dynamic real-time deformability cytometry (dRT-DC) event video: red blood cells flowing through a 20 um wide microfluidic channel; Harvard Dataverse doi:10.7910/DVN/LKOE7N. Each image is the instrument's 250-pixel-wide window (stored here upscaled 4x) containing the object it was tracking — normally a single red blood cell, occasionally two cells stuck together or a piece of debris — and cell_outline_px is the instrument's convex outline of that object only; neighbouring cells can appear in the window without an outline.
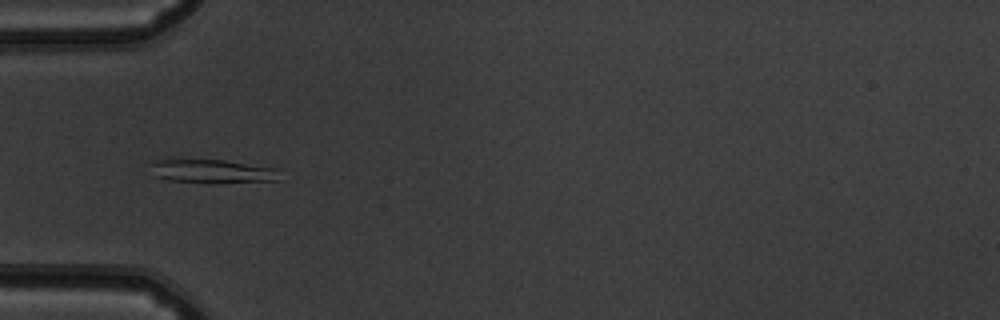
{"species": "common noctule bat (a hibernating species)", "species_latin": "Nyctalus noctula", "temperature_condition": "warm", "stored_images_in_passage": 40, "camera_frame_rate_fps": 3000, "um_per_image_px": 0.085, "animal": {"sex": "male", "body_mass_g": 19.5, "forearm_length_mm": 54.6}, "frame": {"image": 1, "passage_image": 5, "time_ms": 1.333, "image_size_px": [1000, 320], "cell_outline_px": [[280, 180], [216, 184], [204, 184], [168, 180], [152, 176], [144, 164], [156, 160], [224, 160], [276, 168]], "centroid_in_image_um": [17.91, 14.59], "position_along_channel_um": 67.1, "area_um2": 18.55}}
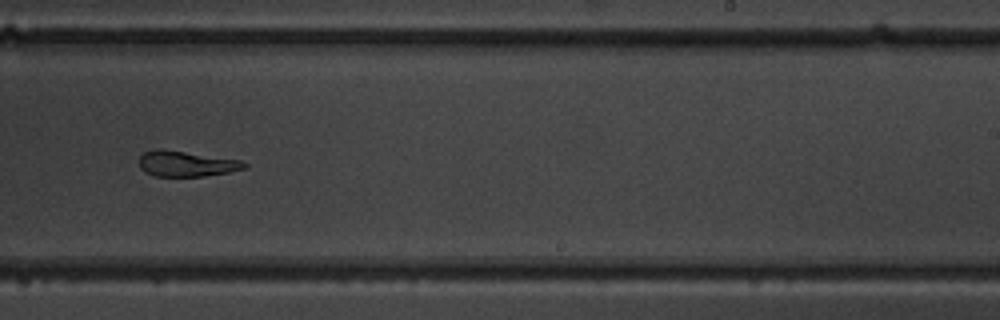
{"frame": {"image": 2, "passage_image": 21, "time_ms": 6.667, "image_size_px": [1000, 320], "cell_outline_px": [[248, 164], [244, 168], [228, 172], [204, 176], [152, 176], [144, 172], [140, 168], [140, 156], [144, 152], [152, 148], [164, 148], [240, 160]], "centroid_in_image_um": [15.77, 13.9], "position_along_channel_um": 273.2, "area_um2": 15.84}}
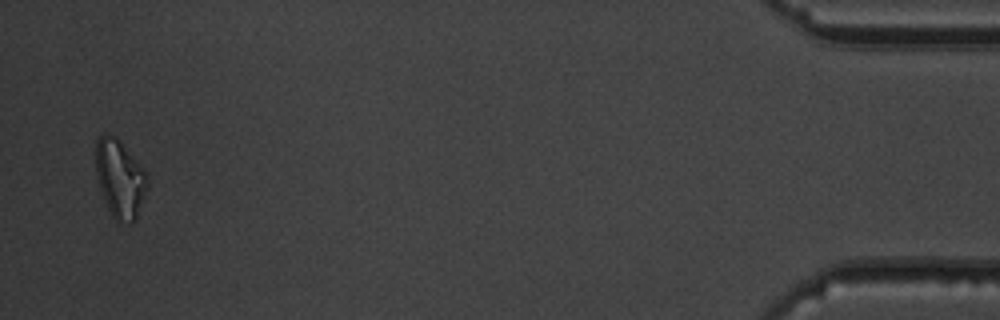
{"frame": {"image": 3, "passage_image": 39, "time_ms": 12.667, "image_size_px": [1000, 320], "cell_outline_px": [[148, 184], [136, 216], [132, 224], [120, 224], [112, 216], [108, 208], [100, 188], [96, 176], [96, 140], [100, 136], [116, 136], [120, 140], [148, 176]], "centroid_in_image_um": [10.18, 15.22], "position_along_channel_um": 425.0, "area_um2": 23.0}, "authors_computed_cell_mechanics": {"area_um2": 17.051, "velocity_mm_per_s": 3.8871, "shape_relaxation_time_tau1_ms": null, "shape_relaxation_time_tau2_ms": 8.9221, "deformation_change_tau1": null, "deformation_change_tau2": 0.1692}}